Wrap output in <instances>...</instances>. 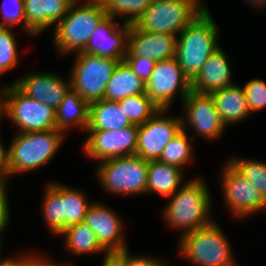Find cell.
<instances>
[{
	"label": "cell",
	"mask_w": 266,
	"mask_h": 266,
	"mask_svg": "<svg viewBox=\"0 0 266 266\" xmlns=\"http://www.w3.org/2000/svg\"><path fill=\"white\" fill-rule=\"evenodd\" d=\"M170 198L163 208L165 226L183 235L209 225L212 216V196L210 187L204 179L190 177Z\"/></svg>",
	"instance_id": "cell-1"
},
{
	"label": "cell",
	"mask_w": 266,
	"mask_h": 266,
	"mask_svg": "<svg viewBox=\"0 0 266 266\" xmlns=\"http://www.w3.org/2000/svg\"><path fill=\"white\" fill-rule=\"evenodd\" d=\"M106 16L100 0H75L64 18L51 31L57 56L82 52L95 28Z\"/></svg>",
	"instance_id": "cell-2"
},
{
	"label": "cell",
	"mask_w": 266,
	"mask_h": 266,
	"mask_svg": "<svg viewBox=\"0 0 266 266\" xmlns=\"http://www.w3.org/2000/svg\"><path fill=\"white\" fill-rule=\"evenodd\" d=\"M218 30L220 29L207 8L178 34L175 57L190 82L200 73L210 55L221 47Z\"/></svg>",
	"instance_id": "cell-3"
},
{
	"label": "cell",
	"mask_w": 266,
	"mask_h": 266,
	"mask_svg": "<svg viewBox=\"0 0 266 266\" xmlns=\"http://www.w3.org/2000/svg\"><path fill=\"white\" fill-rule=\"evenodd\" d=\"M66 136L58 129L16 132L8 144L9 179L46 166L59 152Z\"/></svg>",
	"instance_id": "cell-4"
},
{
	"label": "cell",
	"mask_w": 266,
	"mask_h": 266,
	"mask_svg": "<svg viewBox=\"0 0 266 266\" xmlns=\"http://www.w3.org/2000/svg\"><path fill=\"white\" fill-rule=\"evenodd\" d=\"M219 223L183 235L177 241V255L192 266H239L229 238Z\"/></svg>",
	"instance_id": "cell-5"
},
{
	"label": "cell",
	"mask_w": 266,
	"mask_h": 266,
	"mask_svg": "<svg viewBox=\"0 0 266 266\" xmlns=\"http://www.w3.org/2000/svg\"><path fill=\"white\" fill-rule=\"evenodd\" d=\"M149 161L138 155L107 159L98 163L95 176L110 195H147Z\"/></svg>",
	"instance_id": "cell-6"
},
{
	"label": "cell",
	"mask_w": 266,
	"mask_h": 266,
	"mask_svg": "<svg viewBox=\"0 0 266 266\" xmlns=\"http://www.w3.org/2000/svg\"><path fill=\"white\" fill-rule=\"evenodd\" d=\"M204 0H152L134 24L149 33L178 34L208 7Z\"/></svg>",
	"instance_id": "cell-7"
},
{
	"label": "cell",
	"mask_w": 266,
	"mask_h": 266,
	"mask_svg": "<svg viewBox=\"0 0 266 266\" xmlns=\"http://www.w3.org/2000/svg\"><path fill=\"white\" fill-rule=\"evenodd\" d=\"M72 55L71 88L89 103L104 99L106 84L119 61L83 52Z\"/></svg>",
	"instance_id": "cell-8"
},
{
	"label": "cell",
	"mask_w": 266,
	"mask_h": 266,
	"mask_svg": "<svg viewBox=\"0 0 266 266\" xmlns=\"http://www.w3.org/2000/svg\"><path fill=\"white\" fill-rule=\"evenodd\" d=\"M5 111L17 132L56 129V110L28 97L13 82L5 87Z\"/></svg>",
	"instance_id": "cell-9"
},
{
	"label": "cell",
	"mask_w": 266,
	"mask_h": 266,
	"mask_svg": "<svg viewBox=\"0 0 266 266\" xmlns=\"http://www.w3.org/2000/svg\"><path fill=\"white\" fill-rule=\"evenodd\" d=\"M220 173L223 202L232 217L246 220L250 215L266 211V198L227 161Z\"/></svg>",
	"instance_id": "cell-10"
},
{
	"label": "cell",
	"mask_w": 266,
	"mask_h": 266,
	"mask_svg": "<svg viewBox=\"0 0 266 266\" xmlns=\"http://www.w3.org/2000/svg\"><path fill=\"white\" fill-rule=\"evenodd\" d=\"M191 91V82L184 75L176 57L156 62L146 83L147 96L162 109L173 108L176 98L182 104Z\"/></svg>",
	"instance_id": "cell-11"
},
{
	"label": "cell",
	"mask_w": 266,
	"mask_h": 266,
	"mask_svg": "<svg viewBox=\"0 0 266 266\" xmlns=\"http://www.w3.org/2000/svg\"><path fill=\"white\" fill-rule=\"evenodd\" d=\"M180 105L183 112L180 113L182 129L188 133L193 130L191 137L194 141L196 136L207 141H215L223 136L226 126L210 94L190 91Z\"/></svg>",
	"instance_id": "cell-12"
},
{
	"label": "cell",
	"mask_w": 266,
	"mask_h": 266,
	"mask_svg": "<svg viewBox=\"0 0 266 266\" xmlns=\"http://www.w3.org/2000/svg\"><path fill=\"white\" fill-rule=\"evenodd\" d=\"M84 134L86 138L81 145V151L91 161L99 163L136 153L138 125L133 124L117 130H86Z\"/></svg>",
	"instance_id": "cell-13"
},
{
	"label": "cell",
	"mask_w": 266,
	"mask_h": 266,
	"mask_svg": "<svg viewBox=\"0 0 266 266\" xmlns=\"http://www.w3.org/2000/svg\"><path fill=\"white\" fill-rule=\"evenodd\" d=\"M170 110L159 108L148 121L138 125L135 155L147 161L160 159L163 149L182 129L181 116H168Z\"/></svg>",
	"instance_id": "cell-14"
},
{
	"label": "cell",
	"mask_w": 266,
	"mask_h": 266,
	"mask_svg": "<svg viewBox=\"0 0 266 266\" xmlns=\"http://www.w3.org/2000/svg\"><path fill=\"white\" fill-rule=\"evenodd\" d=\"M95 233L100 245L112 256L129 248L126 241L124 219L102 201H93L84 221Z\"/></svg>",
	"instance_id": "cell-15"
},
{
	"label": "cell",
	"mask_w": 266,
	"mask_h": 266,
	"mask_svg": "<svg viewBox=\"0 0 266 266\" xmlns=\"http://www.w3.org/2000/svg\"><path fill=\"white\" fill-rule=\"evenodd\" d=\"M60 75L51 70L31 71L14 80L13 83L28 97L57 110L71 88L69 73L67 78Z\"/></svg>",
	"instance_id": "cell-16"
},
{
	"label": "cell",
	"mask_w": 266,
	"mask_h": 266,
	"mask_svg": "<svg viewBox=\"0 0 266 266\" xmlns=\"http://www.w3.org/2000/svg\"><path fill=\"white\" fill-rule=\"evenodd\" d=\"M106 16L95 28L83 53L123 61L128 51L130 24Z\"/></svg>",
	"instance_id": "cell-17"
},
{
	"label": "cell",
	"mask_w": 266,
	"mask_h": 266,
	"mask_svg": "<svg viewBox=\"0 0 266 266\" xmlns=\"http://www.w3.org/2000/svg\"><path fill=\"white\" fill-rule=\"evenodd\" d=\"M177 36L174 34L149 33L130 25L126 55L147 57L155 62L175 57Z\"/></svg>",
	"instance_id": "cell-18"
},
{
	"label": "cell",
	"mask_w": 266,
	"mask_h": 266,
	"mask_svg": "<svg viewBox=\"0 0 266 266\" xmlns=\"http://www.w3.org/2000/svg\"><path fill=\"white\" fill-rule=\"evenodd\" d=\"M75 0H24L27 34L35 38L54 27L67 14Z\"/></svg>",
	"instance_id": "cell-19"
},
{
	"label": "cell",
	"mask_w": 266,
	"mask_h": 266,
	"mask_svg": "<svg viewBox=\"0 0 266 266\" xmlns=\"http://www.w3.org/2000/svg\"><path fill=\"white\" fill-rule=\"evenodd\" d=\"M223 48H218L203 64L200 73L191 82V91L210 94L235 84L232 64Z\"/></svg>",
	"instance_id": "cell-20"
},
{
	"label": "cell",
	"mask_w": 266,
	"mask_h": 266,
	"mask_svg": "<svg viewBox=\"0 0 266 266\" xmlns=\"http://www.w3.org/2000/svg\"><path fill=\"white\" fill-rule=\"evenodd\" d=\"M215 107L226 127L242 123L250 119L252 115L246 102V94L243 86L237 83L226 88L210 93Z\"/></svg>",
	"instance_id": "cell-21"
},
{
	"label": "cell",
	"mask_w": 266,
	"mask_h": 266,
	"mask_svg": "<svg viewBox=\"0 0 266 266\" xmlns=\"http://www.w3.org/2000/svg\"><path fill=\"white\" fill-rule=\"evenodd\" d=\"M89 114L90 103L70 88L56 110V129L67 134L77 128L85 133L89 125Z\"/></svg>",
	"instance_id": "cell-22"
},
{
	"label": "cell",
	"mask_w": 266,
	"mask_h": 266,
	"mask_svg": "<svg viewBox=\"0 0 266 266\" xmlns=\"http://www.w3.org/2000/svg\"><path fill=\"white\" fill-rule=\"evenodd\" d=\"M62 237L64 250L74 256L102 255L107 261L111 255L100 245L93 230L84 222L67 227L58 238Z\"/></svg>",
	"instance_id": "cell-23"
},
{
	"label": "cell",
	"mask_w": 266,
	"mask_h": 266,
	"mask_svg": "<svg viewBox=\"0 0 266 266\" xmlns=\"http://www.w3.org/2000/svg\"><path fill=\"white\" fill-rule=\"evenodd\" d=\"M183 169L162 163L149 161L147 195L172 196L188 179ZM156 193V194H155Z\"/></svg>",
	"instance_id": "cell-24"
},
{
	"label": "cell",
	"mask_w": 266,
	"mask_h": 266,
	"mask_svg": "<svg viewBox=\"0 0 266 266\" xmlns=\"http://www.w3.org/2000/svg\"><path fill=\"white\" fill-rule=\"evenodd\" d=\"M146 93V84L123 60L119 61L106 84L104 100L119 101L129 96Z\"/></svg>",
	"instance_id": "cell-25"
},
{
	"label": "cell",
	"mask_w": 266,
	"mask_h": 266,
	"mask_svg": "<svg viewBox=\"0 0 266 266\" xmlns=\"http://www.w3.org/2000/svg\"><path fill=\"white\" fill-rule=\"evenodd\" d=\"M131 125L118 101L102 99L90 103L87 130H117Z\"/></svg>",
	"instance_id": "cell-26"
},
{
	"label": "cell",
	"mask_w": 266,
	"mask_h": 266,
	"mask_svg": "<svg viewBox=\"0 0 266 266\" xmlns=\"http://www.w3.org/2000/svg\"><path fill=\"white\" fill-rule=\"evenodd\" d=\"M81 188L61 183L62 232L69 226L84 221L92 199Z\"/></svg>",
	"instance_id": "cell-27"
},
{
	"label": "cell",
	"mask_w": 266,
	"mask_h": 266,
	"mask_svg": "<svg viewBox=\"0 0 266 266\" xmlns=\"http://www.w3.org/2000/svg\"><path fill=\"white\" fill-rule=\"evenodd\" d=\"M43 191L41 217L50 235L58 237L62 233L61 182L48 181Z\"/></svg>",
	"instance_id": "cell-28"
},
{
	"label": "cell",
	"mask_w": 266,
	"mask_h": 266,
	"mask_svg": "<svg viewBox=\"0 0 266 266\" xmlns=\"http://www.w3.org/2000/svg\"><path fill=\"white\" fill-rule=\"evenodd\" d=\"M193 141L189 133L181 129L163 149L158 161L185 170L194 162Z\"/></svg>",
	"instance_id": "cell-29"
},
{
	"label": "cell",
	"mask_w": 266,
	"mask_h": 266,
	"mask_svg": "<svg viewBox=\"0 0 266 266\" xmlns=\"http://www.w3.org/2000/svg\"><path fill=\"white\" fill-rule=\"evenodd\" d=\"M107 16L123 23L135 24L151 5L152 0H100ZM125 19V20H124Z\"/></svg>",
	"instance_id": "cell-30"
},
{
	"label": "cell",
	"mask_w": 266,
	"mask_h": 266,
	"mask_svg": "<svg viewBox=\"0 0 266 266\" xmlns=\"http://www.w3.org/2000/svg\"><path fill=\"white\" fill-rule=\"evenodd\" d=\"M226 161L266 198V161L238 156Z\"/></svg>",
	"instance_id": "cell-31"
},
{
	"label": "cell",
	"mask_w": 266,
	"mask_h": 266,
	"mask_svg": "<svg viewBox=\"0 0 266 266\" xmlns=\"http://www.w3.org/2000/svg\"><path fill=\"white\" fill-rule=\"evenodd\" d=\"M118 102L130 122L135 125L144 124L159 110L146 93L129 96Z\"/></svg>",
	"instance_id": "cell-32"
},
{
	"label": "cell",
	"mask_w": 266,
	"mask_h": 266,
	"mask_svg": "<svg viewBox=\"0 0 266 266\" xmlns=\"http://www.w3.org/2000/svg\"><path fill=\"white\" fill-rule=\"evenodd\" d=\"M13 27L0 26V73L4 75L20 62L18 39Z\"/></svg>",
	"instance_id": "cell-33"
},
{
	"label": "cell",
	"mask_w": 266,
	"mask_h": 266,
	"mask_svg": "<svg viewBox=\"0 0 266 266\" xmlns=\"http://www.w3.org/2000/svg\"><path fill=\"white\" fill-rule=\"evenodd\" d=\"M0 15V26L15 27L20 25L24 35L29 36L27 34L24 0H2Z\"/></svg>",
	"instance_id": "cell-34"
},
{
	"label": "cell",
	"mask_w": 266,
	"mask_h": 266,
	"mask_svg": "<svg viewBox=\"0 0 266 266\" xmlns=\"http://www.w3.org/2000/svg\"><path fill=\"white\" fill-rule=\"evenodd\" d=\"M246 94V102L251 115L266 107V81L262 78H254L243 86Z\"/></svg>",
	"instance_id": "cell-35"
},
{
	"label": "cell",
	"mask_w": 266,
	"mask_h": 266,
	"mask_svg": "<svg viewBox=\"0 0 266 266\" xmlns=\"http://www.w3.org/2000/svg\"><path fill=\"white\" fill-rule=\"evenodd\" d=\"M119 266H170L168 260L145 254L130 253V248L124 249L111 256Z\"/></svg>",
	"instance_id": "cell-36"
},
{
	"label": "cell",
	"mask_w": 266,
	"mask_h": 266,
	"mask_svg": "<svg viewBox=\"0 0 266 266\" xmlns=\"http://www.w3.org/2000/svg\"><path fill=\"white\" fill-rule=\"evenodd\" d=\"M124 61L145 84L150 79L156 64V62L150 58L136 55H125Z\"/></svg>",
	"instance_id": "cell-37"
},
{
	"label": "cell",
	"mask_w": 266,
	"mask_h": 266,
	"mask_svg": "<svg viewBox=\"0 0 266 266\" xmlns=\"http://www.w3.org/2000/svg\"><path fill=\"white\" fill-rule=\"evenodd\" d=\"M8 183L10 182H0V248H4V232L9 228L11 223V211L9 204V189ZM3 236V237H2Z\"/></svg>",
	"instance_id": "cell-38"
},
{
	"label": "cell",
	"mask_w": 266,
	"mask_h": 266,
	"mask_svg": "<svg viewBox=\"0 0 266 266\" xmlns=\"http://www.w3.org/2000/svg\"><path fill=\"white\" fill-rule=\"evenodd\" d=\"M39 252V253H38ZM43 254L37 250L30 251V264L29 266H74L70 261L71 260H65L64 263L62 262H56L55 260H52L50 258L49 254ZM69 261V262H68Z\"/></svg>",
	"instance_id": "cell-39"
},
{
	"label": "cell",
	"mask_w": 266,
	"mask_h": 266,
	"mask_svg": "<svg viewBox=\"0 0 266 266\" xmlns=\"http://www.w3.org/2000/svg\"><path fill=\"white\" fill-rule=\"evenodd\" d=\"M2 250H0V266H29L30 264V250L20 252L10 257L1 255Z\"/></svg>",
	"instance_id": "cell-40"
},
{
	"label": "cell",
	"mask_w": 266,
	"mask_h": 266,
	"mask_svg": "<svg viewBox=\"0 0 266 266\" xmlns=\"http://www.w3.org/2000/svg\"><path fill=\"white\" fill-rule=\"evenodd\" d=\"M0 182H10L9 165H8V147L5 146L1 140H0Z\"/></svg>",
	"instance_id": "cell-41"
},
{
	"label": "cell",
	"mask_w": 266,
	"mask_h": 266,
	"mask_svg": "<svg viewBox=\"0 0 266 266\" xmlns=\"http://www.w3.org/2000/svg\"><path fill=\"white\" fill-rule=\"evenodd\" d=\"M2 87H0V126H1V122L4 116H6V111H5V87L7 85H0ZM1 129V127H0ZM1 133V130H0Z\"/></svg>",
	"instance_id": "cell-42"
},
{
	"label": "cell",
	"mask_w": 266,
	"mask_h": 266,
	"mask_svg": "<svg viewBox=\"0 0 266 266\" xmlns=\"http://www.w3.org/2000/svg\"><path fill=\"white\" fill-rule=\"evenodd\" d=\"M245 2H247V4H249V6L253 7V10H257V11H265L266 9V0H245ZM251 4V5H250Z\"/></svg>",
	"instance_id": "cell-43"
},
{
	"label": "cell",
	"mask_w": 266,
	"mask_h": 266,
	"mask_svg": "<svg viewBox=\"0 0 266 266\" xmlns=\"http://www.w3.org/2000/svg\"><path fill=\"white\" fill-rule=\"evenodd\" d=\"M101 266H119L112 258L102 262Z\"/></svg>",
	"instance_id": "cell-44"
}]
</instances>
